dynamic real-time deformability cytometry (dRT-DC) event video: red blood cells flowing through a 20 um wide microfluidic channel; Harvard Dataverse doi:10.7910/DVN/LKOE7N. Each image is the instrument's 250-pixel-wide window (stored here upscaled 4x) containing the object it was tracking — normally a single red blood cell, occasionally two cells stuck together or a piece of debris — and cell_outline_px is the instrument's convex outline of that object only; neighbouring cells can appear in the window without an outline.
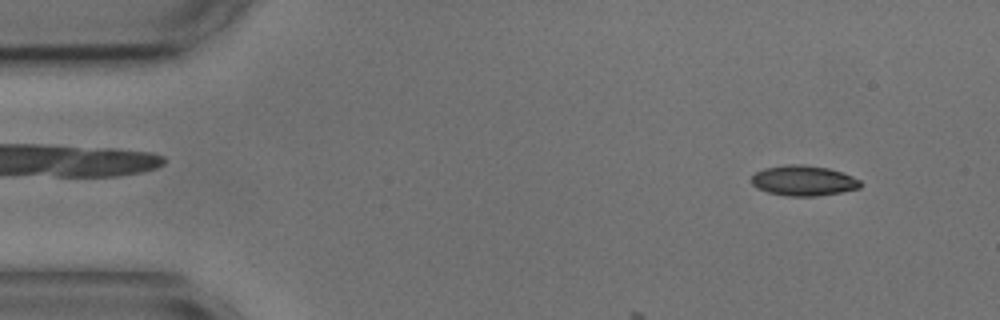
{"species": "common noctule bat (a hibernating species)", "species_latin": "Nyctalus noctula", "temperature_condition": "cold", "stored_images_in_passage": 7, "camera_frame_rate_fps": 3000, "um_per_image_px": 0.085, "animal": {"sex": "male", "body_mass_g": 17.9, "forearm_length_mm": 54.2}, "frame": {"image": 1, "passage_image": 4, "time_ms": 1.0, "image_size_px": [1000, 320], "cell_outline_px": [[860, 188], [840, 192], [816, 196], [788, 196], [768, 192], [756, 188], [752, 184], [752, 176], [756, 172], [764, 168], [788, 164], [804, 164], [828, 168], [852, 176], [860, 180]], "centroid_in_image_um": [68.27, 15.35], "position_along_channel_um": 16.7, "area_um2": 19.13}}